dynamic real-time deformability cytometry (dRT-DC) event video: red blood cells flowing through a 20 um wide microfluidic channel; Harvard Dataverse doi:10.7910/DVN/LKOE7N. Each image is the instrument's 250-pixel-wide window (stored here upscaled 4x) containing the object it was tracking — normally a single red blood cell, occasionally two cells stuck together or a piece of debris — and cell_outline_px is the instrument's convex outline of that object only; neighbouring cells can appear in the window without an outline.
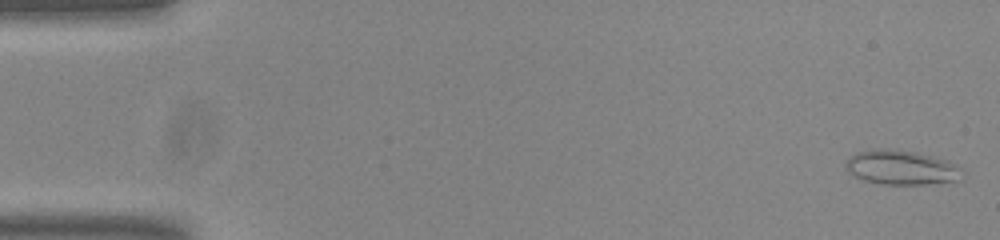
{"species": "common noctule bat (a hibernating species)", "species_latin": "Nyctalus noctula", "temperature_condition": "room temperature", "stored_images_in_passage": 16, "camera_frame_rate_fps": 3000, "um_per_image_px": 0.085, "animal": {"sex": "male", "body_mass_g": 20.0, "forearm_length_mm": 53.3}, "frame": {"image": 1, "passage_image": 1, "time_ms": 0.0, "image_size_px": [1000, 240], "cell_outline_px": [[964, 172], [956, 180], [924, 184], [880, 184], [864, 180], [852, 176], [844, 168], [844, 160], [848, 156], [856, 152], [876, 148], [888, 148], [916, 152], [948, 160], [956, 164]], "centroid_in_image_um": [76.52, 14.22], "position_along_channel_um": 8.5, "area_um2": 23.7}}